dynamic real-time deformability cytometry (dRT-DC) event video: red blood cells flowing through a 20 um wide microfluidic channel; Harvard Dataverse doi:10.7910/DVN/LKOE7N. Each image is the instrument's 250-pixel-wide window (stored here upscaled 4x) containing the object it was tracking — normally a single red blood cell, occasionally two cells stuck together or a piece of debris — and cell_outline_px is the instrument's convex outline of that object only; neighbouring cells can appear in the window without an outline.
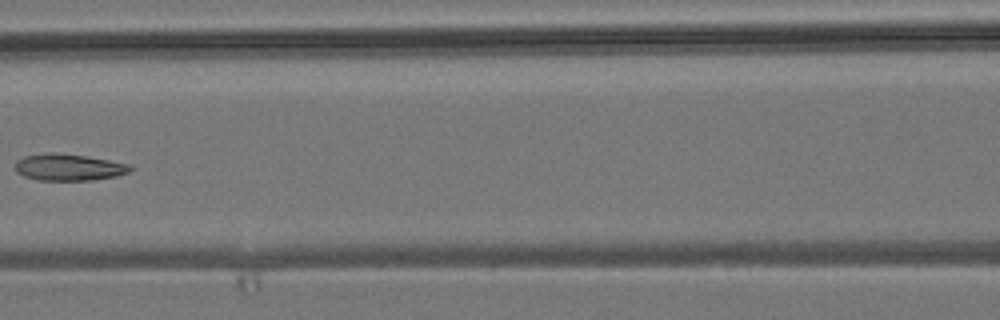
{"species": "common noctule bat (a hibernating species)", "species_latin": "Nyctalus noctula", "temperature_condition": "room temperature", "stored_images_in_passage": 7, "camera_frame_rate_fps": 3000, "um_per_image_px": 0.085, "animal": {"sex": "male", "body_mass_g": 19.2, "forearm_length_mm": 51.8}, "frame": {"image": 1, "passage_image": 6, "time_ms": 6.0, "image_size_px": [1000, 320], "cell_outline_px": [[136, 168], [128, 172], [116, 176], [92, 180], [36, 180], [24, 176], [16, 172], [16, 160], [24, 156], [48, 152], [52, 152], [84, 156], [132, 164]], "centroid_in_image_um": [5.86, 14.22], "position_along_channel_um": 160.7, "area_um2": 17.98}}
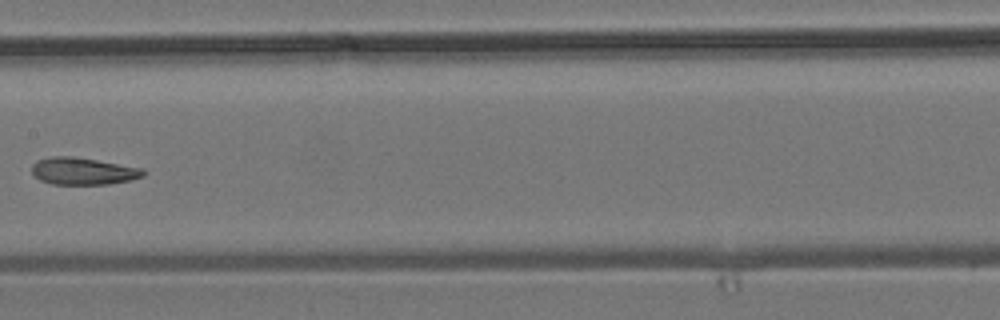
{"frame": {"image": 2, "passage_image": 7, "time_ms": 7.0, "image_size_px": [1000, 320], "cell_outline_px": [[148, 172], [144, 176], [132, 180], [108, 184], [52, 184], [40, 180], [32, 172], [32, 164], [36, 160], [52, 156], [72, 156], [144, 168]], "centroid_in_image_um": [7.1, 14.54], "position_along_channel_um": 200.3, "area_um2": 17.74}}